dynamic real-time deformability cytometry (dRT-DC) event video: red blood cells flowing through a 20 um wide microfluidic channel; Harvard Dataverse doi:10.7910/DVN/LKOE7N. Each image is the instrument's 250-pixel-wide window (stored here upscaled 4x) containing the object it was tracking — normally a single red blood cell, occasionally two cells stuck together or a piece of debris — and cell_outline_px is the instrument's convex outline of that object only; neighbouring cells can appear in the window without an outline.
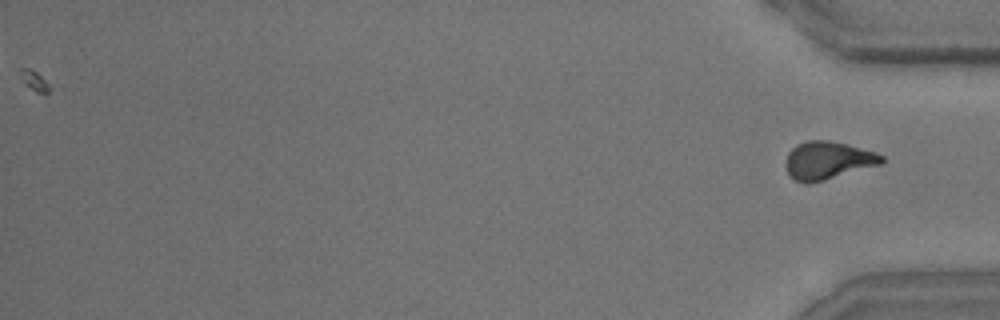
{"species": "common noctule bat (a hibernating species)", "species_latin": "Nyctalus noctula", "temperature_condition": "room temperature", "stored_images_in_passage": 40, "camera_frame_rate_fps": 3000, "um_per_image_px": 0.085, "animal": {"sex": "male", "body_mass_g": 15.6}, "frame": {"image": 1, "passage_image": 40, "time_ms": 13.0, "image_size_px": [1000, 320], "cell_outline_px": [[884, 160], [880, 164], [824, 180], [808, 184], [804, 184], [796, 180], [788, 172], [784, 164], [788, 152], [796, 144], [808, 140], [828, 140], [848, 144], [876, 152], [884, 156]], "centroid_in_image_um": [70.34, 13.62], "position_along_channel_um": 364.9, "area_um2": 21.15}}